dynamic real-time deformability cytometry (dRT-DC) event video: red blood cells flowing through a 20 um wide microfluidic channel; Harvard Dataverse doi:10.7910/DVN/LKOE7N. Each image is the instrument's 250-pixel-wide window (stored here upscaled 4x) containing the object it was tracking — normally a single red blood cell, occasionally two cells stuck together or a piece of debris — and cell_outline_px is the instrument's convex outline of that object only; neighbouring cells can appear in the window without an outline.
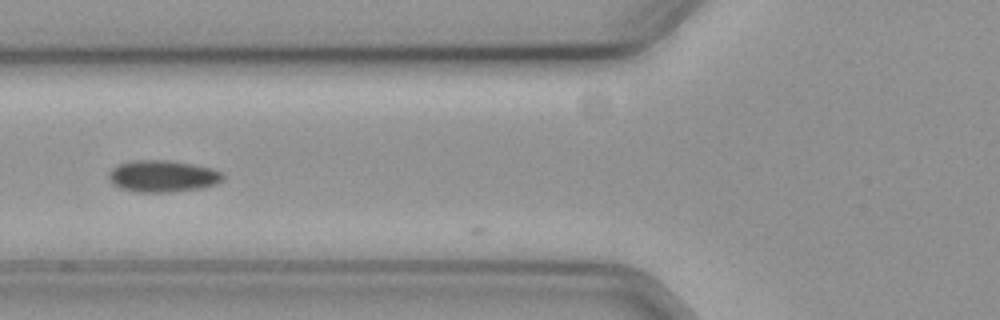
{"species": "common noctule bat (a hibernating species)", "species_latin": "Nyctalus noctula", "temperature_condition": "cold", "stored_images_in_passage": 7, "camera_frame_rate_fps": 3000, "um_per_image_px": 0.085, "animal": {"sex": "female", "body_mass_g": 19.3, "forearm_length_mm": 54.1}, "frame": {"image": 1, "passage_image": 5, "time_ms": 1.333, "image_size_px": [1000, 320], "cell_outline_px": [[224, 180], [216, 184], [204, 188], [172, 192], [136, 192], [120, 188], [112, 184], [108, 180], [108, 172], [112, 168], [120, 164], [136, 160], [164, 160], [192, 164], [212, 168], [224, 172]], "centroid_in_image_um": [13.85, 14.99], "position_along_channel_um": 111.9, "area_um2": 21.39}}